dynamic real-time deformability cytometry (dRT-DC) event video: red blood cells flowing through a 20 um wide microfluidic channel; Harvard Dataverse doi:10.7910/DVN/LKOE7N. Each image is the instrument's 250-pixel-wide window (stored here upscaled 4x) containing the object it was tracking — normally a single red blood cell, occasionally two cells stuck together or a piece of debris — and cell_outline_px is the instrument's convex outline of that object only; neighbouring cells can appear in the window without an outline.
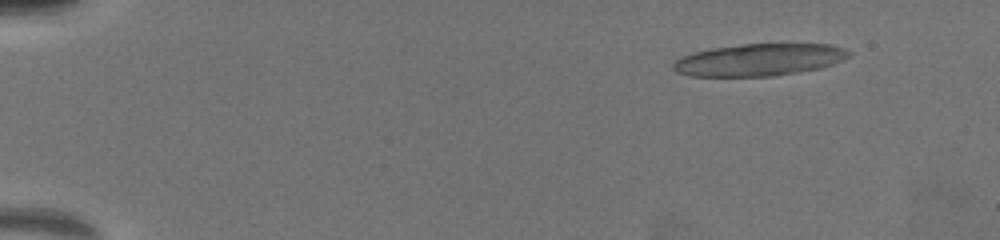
{"species": "common noctule bat (a hibernating species)", "species_latin": "Nyctalus noctula", "temperature_condition": "warm", "stored_images_in_passage": 29, "camera_frame_rate_fps": 3000, "um_per_image_px": 0.085, "animal": {"sex": "female", "body_mass_g": 19.5, "forearm_length_mm": 54.1}, "frame": {"image": 1, "passage_image": 8, "time_ms": 2.333, "image_size_px": [1000, 240], "cell_outline_px": [[852, 56], [832, 64], [820, 68], [772, 76], [692, 76], [676, 72], [672, 68], [672, 64], [680, 56], [712, 48], [740, 44], [832, 44], [844, 48], [852, 52]], "centroid_in_image_um": [64.54, 5.07], "position_along_channel_um": 20.5, "area_um2": 32.95}}
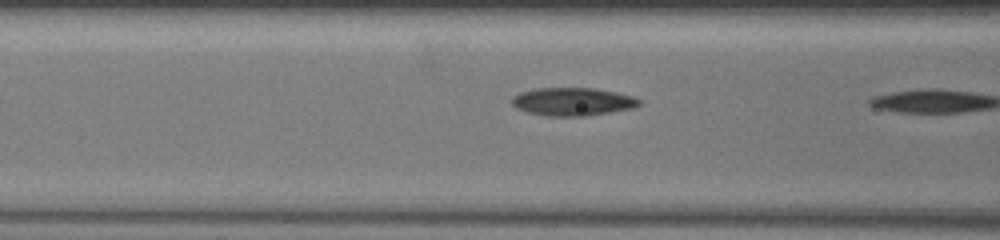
{"frame": {"image": 2, "passage_image": 28, "time_ms": 9.0, "image_size_px": [1000, 240], "cell_outline_px": [[640, 104], [632, 108], [584, 116], [544, 116], [528, 112], [516, 108], [512, 104], [512, 96], [520, 92], [536, 88], [592, 88], [616, 92], [632, 96], [640, 100]], "centroid_in_image_um": [48.63, 8.64], "position_along_channel_um": 118.0, "area_um2": 20.69}}